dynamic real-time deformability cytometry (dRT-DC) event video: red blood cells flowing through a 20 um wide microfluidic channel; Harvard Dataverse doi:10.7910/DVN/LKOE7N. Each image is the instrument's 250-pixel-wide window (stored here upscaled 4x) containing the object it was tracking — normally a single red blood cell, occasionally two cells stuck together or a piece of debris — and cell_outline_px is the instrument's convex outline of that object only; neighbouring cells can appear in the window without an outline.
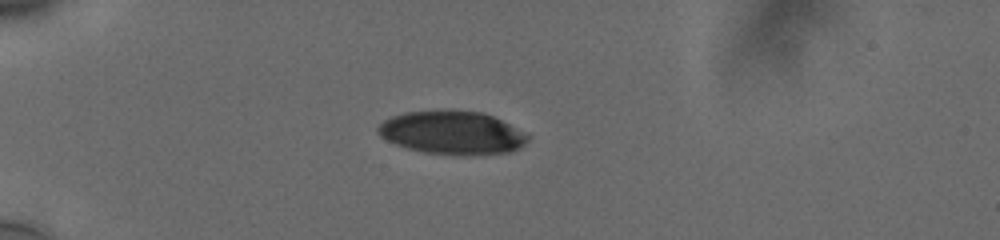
{"species": "human", "species_latin": "Homo sapiens", "temperature_condition": "cold", "stored_images_in_passage": 41, "camera_frame_rate_fps": 3000, "um_per_image_px": 0.085, "donor": {"sex": "male"}, "frame": {"image": 1, "passage_image": 1, "time_ms": 0.0, "image_size_px": [1000, 240], "cell_outline_px": [[532, 136], [520, 148], [508, 152], [472, 156], [460, 156], [424, 152], [408, 148], [396, 144], [380, 136], [376, 132], [376, 128], [384, 120], [392, 116], [404, 112], [480, 112], [492, 116], [528, 132]], "centroid_in_image_um": [38.49, 11.32], "position_along_channel_um": 46.5, "area_um2": 37.63}}
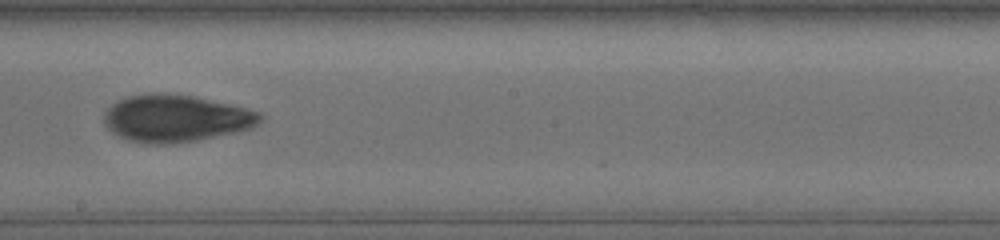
{"frame": {"image": 2, "passage_image": 19, "time_ms": 6.0, "image_size_px": [1000, 240], "cell_outline_px": [[264, 116], [252, 128], [236, 132], [196, 140], [172, 144], [144, 144], [128, 140], [112, 132], [104, 124], [104, 112], [116, 100], [128, 96], [144, 92], [160, 92], [192, 96], [244, 108], [260, 112]], "centroid_in_image_um": [14.88, 10.06], "position_along_channel_um": 233.3, "area_um2": 42.95}}
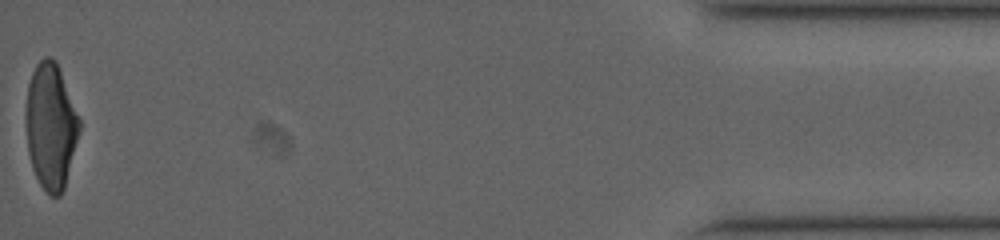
{"frame": {"image": 3, "passage_image": 41, "time_ms": 13.333, "image_size_px": [1000, 240], "cell_outline_px": [[80, 128], [64, 188], [60, 196], [48, 196], [40, 184], [32, 168], [28, 152], [24, 124], [24, 112], [28, 84], [32, 72], [36, 64], [44, 56], [48, 56], [56, 60], [80, 120]], "centroid_in_image_um": [4.27, 10.71], "position_along_channel_um": 430.9, "area_um2": 39.48}, "authors_computed_cell_mechanics": {"area_um2": 40.8646, "velocity_mm_per_s": 3.7841, "shape_relaxation_time_tau1_ms": 6.404, "shape_relaxation_time_tau2_ms": 1.6356, "deformation_change_tau1": 0.1958, "deformation_change_tau2": 0.066}}